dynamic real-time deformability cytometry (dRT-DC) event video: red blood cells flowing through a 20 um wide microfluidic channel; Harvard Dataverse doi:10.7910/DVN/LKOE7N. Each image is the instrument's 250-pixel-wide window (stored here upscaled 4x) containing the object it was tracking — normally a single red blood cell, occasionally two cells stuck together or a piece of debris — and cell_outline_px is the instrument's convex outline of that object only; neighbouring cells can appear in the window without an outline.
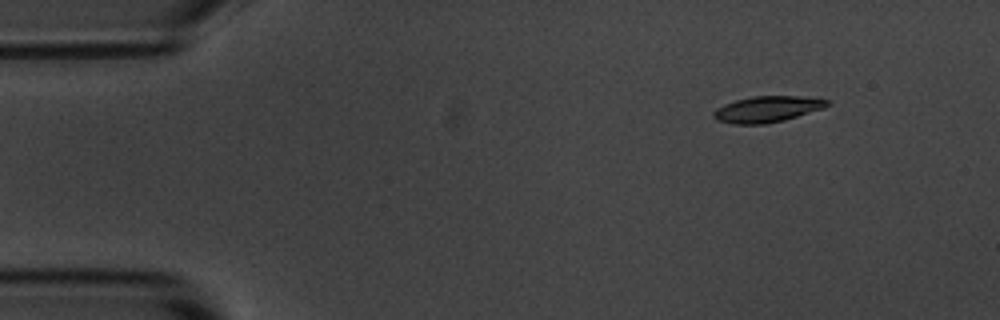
{"species": "common noctule bat (a hibernating species)", "species_latin": "Nyctalus noctula", "temperature_condition": "room temperature", "stored_images_in_passage": 10, "camera_frame_rate_fps": 3000, "um_per_image_px": 0.085, "animal": {"sex": "male", "body_mass_g": 20.1, "forearm_length_mm": 53.5}, "frame": {"image": 1, "passage_image": 2, "time_ms": 1.333, "image_size_px": [1000, 320], "cell_outline_px": [[832, 104], [824, 108], [784, 120], [764, 124], [732, 124], [716, 120], [712, 116], [712, 112], [716, 108], [724, 104], [736, 100], [752, 96], [800, 96], [828, 100]], "centroid_in_image_um": [65.19, 9.28], "position_along_channel_um": 19.8, "area_um2": 17.34}}
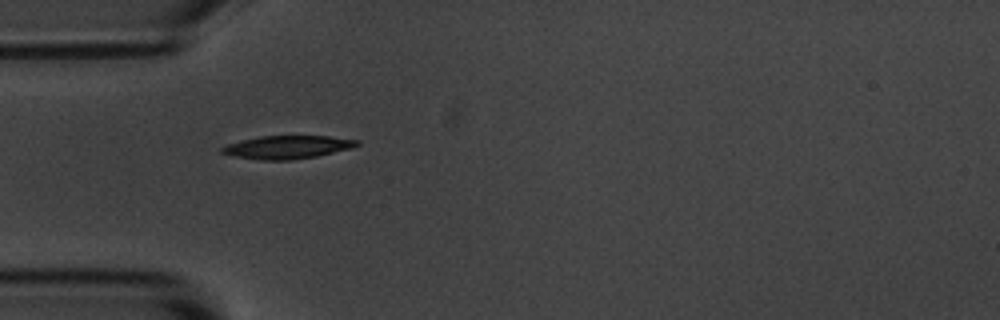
{"frame": {"image": 2, "passage_image": 5, "time_ms": 4.667, "image_size_px": [1000, 320], "cell_outline_px": [[360, 144], [352, 148], [316, 156], [292, 160], [264, 160], [236, 156], [220, 152], [220, 148], [228, 144], [260, 136], [328, 136], [360, 140]], "centroid_in_image_um": [24.47, 12.5], "position_along_channel_um": 60.5, "area_um2": 17.98}}
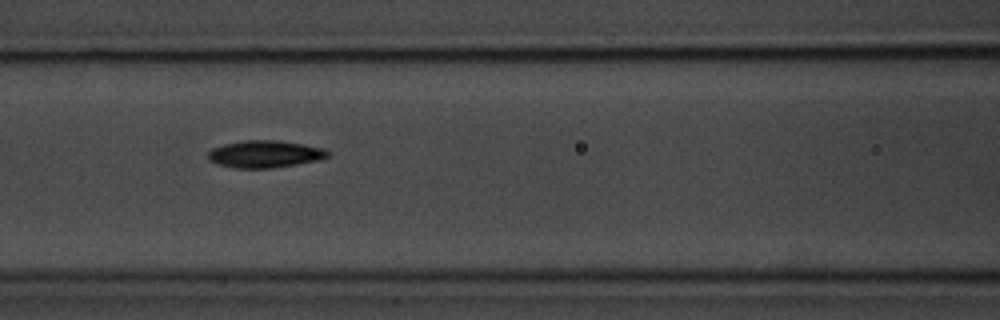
{"frame": {"image": 3, "passage_image": 7, "time_ms": 7.0, "image_size_px": [1000, 320], "cell_outline_px": [[328, 156], [320, 160], [272, 168], [236, 168], [216, 164], [208, 160], [208, 152], [212, 148], [224, 144], [244, 140], [280, 140], [304, 144], [324, 148], [328, 152]], "centroid_in_image_um": [22.5, 13.09], "position_along_channel_um": 144.1, "area_um2": 19.07}}